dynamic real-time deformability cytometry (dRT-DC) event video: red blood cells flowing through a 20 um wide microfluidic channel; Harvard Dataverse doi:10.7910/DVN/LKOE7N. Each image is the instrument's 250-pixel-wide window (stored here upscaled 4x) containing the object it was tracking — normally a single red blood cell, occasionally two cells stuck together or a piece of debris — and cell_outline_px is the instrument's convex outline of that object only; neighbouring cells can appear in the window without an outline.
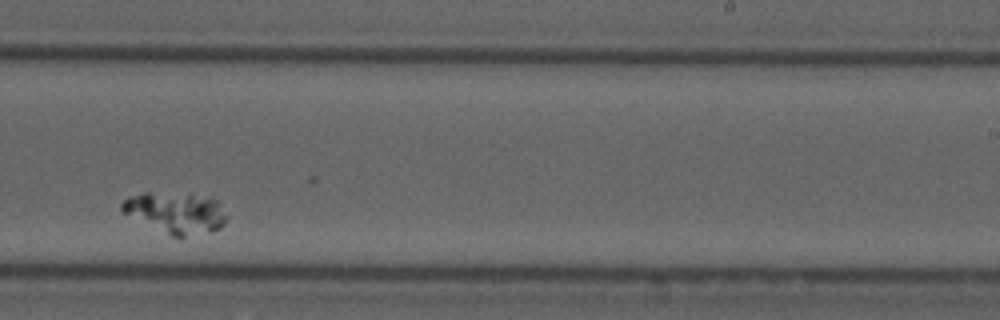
{"species": "common noctule bat (a hibernating species)", "species_latin": "Nyctalus noctula", "temperature_condition": "cold", "stored_images_in_passage": 9, "camera_frame_rate_fps": 3000, "um_per_image_px": 0.085, "animal": {"sex": "male", "forearm_length_mm": 52.5}, "frame": {"image": 1, "passage_image": 6, "time_ms": 6.0, "image_size_px": [1000, 320], "cell_outline_px": [[228, 216], [224, 224], [220, 228], [212, 232], [180, 240], [120, 212], [120, 204], [128, 196], [144, 192], [148, 192], [192, 196], [216, 200], [220, 204]], "centroid_in_image_um": [14.92, 18.15], "position_along_channel_um": 274.1, "area_um2": 25.2}}
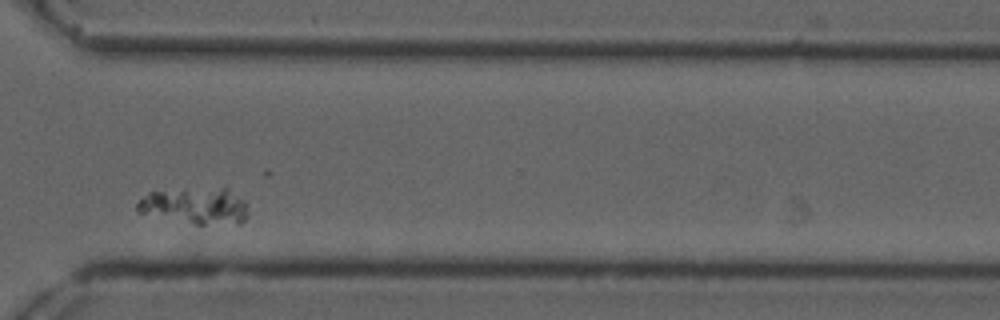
{"frame": {"image": 2, "passage_image": 8, "time_ms": 8.333, "image_size_px": [1000, 320], "cell_outline_px": [[248, 216], [240, 224], [196, 224], [136, 212], [136, 204], [148, 192], [184, 188], [228, 188], [244, 200], [248, 212]], "centroid_in_image_um": [16.61, 17.49], "position_along_channel_um": 354.0, "area_um2": 23.7}}
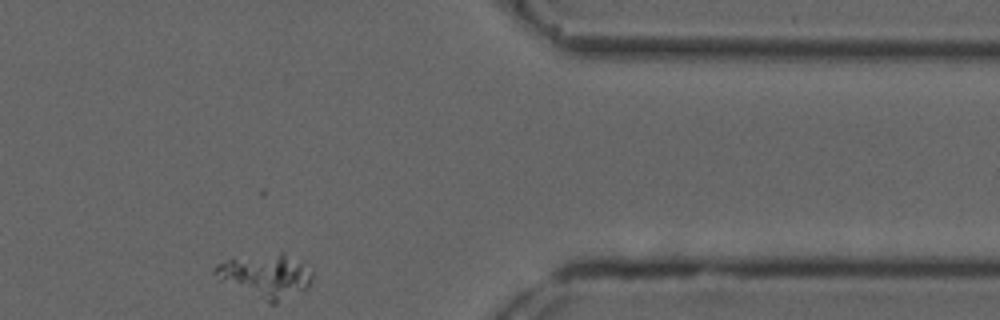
{"frame": {"image": 3, "passage_image": 9, "time_ms": 10.0, "image_size_px": [1000, 320], "cell_outline_px": [[312, 280], [308, 288], [276, 304], [268, 304], [220, 280], [212, 272], [216, 264], [228, 260], [280, 252], [284, 252], [312, 272]], "centroid_in_image_um": [22.58, 23.49], "position_along_channel_um": 388.8, "area_um2": 24.51}}